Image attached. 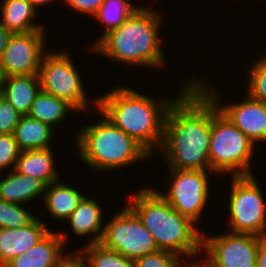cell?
<instances>
[{
	"instance_id": "22",
	"label": "cell",
	"mask_w": 266,
	"mask_h": 267,
	"mask_svg": "<svg viewBox=\"0 0 266 267\" xmlns=\"http://www.w3.org/2000/svg\"><path fill=\"white\" fill-rule=\"evenodd\" d=\"M54 128L28 115L21 116L14 130V138L21 151L50 148Z\"/></svg>"
},
{
	"instance_id": "14",
	"label": "cell",
	"mask_w": 266,
	"mask_h": 267,
	"mask_svg": "<svg viewBox=\"0 0 266 267\" xmlns=\"http://www.w3.org/2000/svg\"><path fill=\"white\" fill-rule=\"evenodd\" d=\"M67 238L68 233L51 230L32 248L13 258L4 267H64L74 258V253L63 254Z\"/></svg>"
},
{
	"instance_id": "4",
	"label": "cell",
	"mask_w": 266,
	"mask_h": 267,
	"mask_svg": "<svg viewBox=\"0 0 266 267\" xmlns=\"http://www.w3.org/2000/svg\"><path fill=\"white\" fill-rule=\"evenodd\" d=\"M151 7L140 6L119 28L111 30L93 47L90 46L91 51L126 65L155 69L164 66L159 35L161 17Z\"/></svg>"
},
{
	"instance_id": "32",
	"label": "cell",
	"mask_w": 266,
	"mask_h": 267,
	"mask_svg": "<svg viewBox=\"0 0 266 267\" xmlns=\"http://www.w3.org/2000/svg\"><path fill=\"white\" fill-rule=\"evenodd\" d=\"M256 267H266V235L259 238Z\"/></svg>"
},
{
	"instance_id": "23",
	"label": "cell",
	"mask_w": 266,
	"mask_h": 267,
	"mask_svg": "<svg viewBox=\"0 0 266 267\" xmlns=\"http://www.w3.org/2000/svg\"><path fill=\"white\" fill-rule=\"evenodd\" d=\"M72 110L76 109L66 100L40 90L35 96L28 116L54 128V125L64 122Z\"/></svg>"
},
{
	"instance_id": "15",
	"label": "cell",
	"mask_w": 266,
	"mask_h": 267,
	"mask_svg": "<svg viewBox=\"0 0 266 267\" xmlns=\"http://www.w3.org/2000/svg\"><path fill=\"white\" fill-rule=\"evenodd\" d=\"M50 231L39 218L26 227L0 228V267L32 248Z\"/></svg>"
},
{
	"instance_id": "7",
	"label": "cell",
	"mask_w": 266,
	"mask_h": 267,
	"mask_svg": "<svg viewBox=\"0 0 266 267\" xmlns=\"http://www.w3.org/2000/svg\"><path fill=\"white\" fill-rule=\"evenodd\" d=\"M254 174L232 176L228 199L230 232L266 235V204Z\"/></svg>"
},
{
	"instance_id": "36",
	"label": "cell",
	"mask_w": 266,
	"mask_h": 267,
	"mask_svg": "<svg viewBox=\"0 0 266 267\" xmlns=\"http://www.w3.org/2000/svg\"><path fill=\"white\" fill-rule=\"evenodd\" d=\"M64 267H82V265L75 258H73Z\"/></svg>"
},
{
	"instance_id": "13",
	"label": "cell",
	"mask_w": 266,
	"mask_h": 267,
	"mask_svg": "<svg viewBox=\"0 0 266 267\" xmlns=\"http://www.w3.org/2000/svg\"><path fill=\"white\" fill-rule=\"evenodd\" d=\"M194 80L213 99L219 110L255 145L266 141V103L254 100L245 94L247 97H244L242 102L221 106L220 92H217L213 85L197 78Z\"/></svg>"
},
{
	"instance_id": "28",
	"label": "cell",
	"mask_w": 266,
	"mask_h": 267,
	"mask_svg": "<svg viewBox=\"0 0 266 267\" xmlns=\"http://www.w3.org/2000/svg\"><path fill=\"white\" fill-rule=\"evenodd\" d=\"M182 260L185 259L175 253L158 250L135 259L134 267H181Z\"/></svg>"
},
{
	"instance_id": "8",
	"label": "cell",
	"mask_w": 266,
	"mask_h": 267,
	"mask_svg": "<svg viewBox=\"0 0 266 267\" xmlns=\"http://www.w3.org/2000/svg\"><path fill=\"white\" fill-rule=\"evenodd\" d=\"M71 57L65 49L55 53L46 52L38 74L40 86L43 92L66 100L77 112H83L89 106L88 95Z\"/></svg>"
},
{
	"instance_id": "38",
	"label": "cell",
	"mask_w": 266,
	"mask_h": 267,
	"mask_svg": "<svg viewBox=\"0 0 266 267\" xmlns=\"http://www.w3.org/2000/svg\"><path fill=\"white\" fill-rule=\"evenodd\" d=\"M200 261H201L200 267H211L205 261L204 262H202V260H200Z\"/></svg>"
},
{
	"instance_id": "12",
	"label": "cell",
	"mask_w": 266,
	"mask_h": 267,
	"mask_svg": "<svg viewBox=\"0 0 266 267\" xmlns=\"http://www.w3.org/2000/svg\"><path fill=\"white\" fill-rule=\"evenodd\" d=\"M45 31L12 33L0 60L7 77L39 74L42 58L47 52Z\"/></svg>"
},
{
	"instance_id": "30",
	"label": "cell",
	"mask_w": 266,
	"mask_h": 267,
	"mask_svg": "<svg viewBox=\"0 0 266 267\" xmlns=\"http://www.w3.org/2000/svg\"><path fill=\"white\" fill-rule=\"evenodd\" d=\"M21 116L11 103L0 95V134H13Z\"/></svg>"
},
{
	"instance_id": "33",
	"label": "cell",
	"mask_w": 266,
	"mask_h": 267,
	"mask_svg": "<svg viewBox=\"0 0 266 267\" xmlns=\"http://www.w3.org/2000/svg\"><path fill=\"white\" fill-rule=\"evenodd\" d=\"M11 35L12 33L8 31L0 22V60L7 47V43Z\"/></svg>"
},
{
	"instance_id": "10",
	"label": "cell",
	"mask_w": 266,
	"mask_h": 267,
	"mask_svg": "<svg viewBox=\"0 0 266 267\" xmlns=\"http://www.w3.org/2000/svg\"><path fill=\"white\" fill-rule=\"evenodd\" d=\"M212 171L169 169L171 177L167 193L158 192L182 216L198 225L209 201L207 173Z\"/></svg>"
},
{
	"instance_id": "11",
	"label": "cell",
	"mask_w": 266,
	"mask_h": 267,
	"mask_svg": "<svg viewBox=\"0 0 266 267\" xmlns=\"http://www.w3.org/2000/svg\"><path fill=\"white\" fill-rule=\"evenodd\" d=\"M227 233L211 237L203 234L202 252L208 256L204 261L211 267H256L260 237Z\"/></svg>"
},
{
	"instance_id": "2",
	"label": "cell",
	"mask_w": 266,
	"mask_h": 267,
	"mask_svg": "<svg viewBox=\"0 0 266 267\" xmlns=\"http://www.w3.org/2000/svg\"><path fill=\"white\" fill-rule=\"evenodd\" d=\"M174 100L156 99L132 88L118 86L93 102L100 115L103 114L154 156L153 151L161 148L167 112Z\"/></svg>"
},
{
	"instance_id": "19",
	"label": "cell",
	"mask_w": 266,
	"mask_h": 267,
	"mask_svg": "<svg viewBox=\"0 0 266 267\" xmlns=\"http://www.w3.org/2000/svg\"><path fill=\"white\" fill-rule=\"evenodd\" d=\"M41 90L38 74L6 77L1 96L22 116L28 115L35 96Z\"/></svg>"
},
{
	"instance_id": "6",
	"label": "cell",
	"mask_w": 266,
	"mask_h": 267,
	"mask_svg": "<svg viewBox=\"0 0 266 267\" xmlns=\"http://www.w3.org/2000/svg\"><path fill=\"white\" fill-rule=\"evenodd\" d=\"M256 145L239 130L212 99V123L209 158L215 174L252 175L250 160ZM233 173V174H232Z\"/></svg>"
},
{
	"instance_id": "18",
	"label": "cell",
	"mask_w": 266,
	"mask_h": 267,
	"mask_svg": "<svg viewBox=\"0 0 266 267\" xmlns=\"http://www.w3.org/2000/svg\"><path fill=\"white\" fill-rule=\"evenodd\" d=\"M52 152L51 147L21 151L14 170L22 175L38 178L48 186L58 181L60 176Z\"/></svg>"
},
{
	"instance_id": "35",
	"label": "cell",
	"mask_w": 266,
	"mask_h": 267,
	"mask_svg": "<svg viewBox=\"0 0 266 267\" xmlns=\"http://www.w3.org/2000/svg\"><path fill=\"white\" fill-rule=\"evenodd\" d=\"M6 77L7 76L5 75L3 66L0 63V94H1V92L3 90L4 85H5Z\"/></svg>"
},
{
	"instance_id": "5",
	"label": "cell",
	"mask_w": 266,
	"mask_h": 267,
	"mask_svg": "<svg viewBox=\"0 0 266 267\" xmlns=\"http://www.w3.org/2000/svg\"><path fill=\"white\" fill-rule=\"evenodd\" d=\"M95 124L83 126L75 134V146L80 159L98 171L127 167L139 160L151 159V154L134 138L116 127L103 114Z\"/></svg>"
},
{
	"instance_id": "29",
	"label": "cell",
	"mask_w": 266,
	"mask_h": 267,
	"mask_svg": "<svg viewBox=\"0 0 266 267\" xmlns=\"http://www.w3.org/2000/svg\"><path fill=\"white\" fill-rule=\"evenodd\" d=\"M20 152L13 134H0V171L9 166L14 170Z\"/></svg>"
},
{
	"instance_id": "31",
	"label": "cell",
	"mask_w": 266,
	"mask_h": 267,
	"mask_svg": "<svg viewBox=\"0 0 266 267\" xmlns=\"http://www.w3.org/2000/svg\"><path fill=\"white\" fill-rule=\"evenodd\" d=\"M103 2L104 0H65V4L74 11L89 14V16H94Z\"/></svg>"
},
{
	"instance_id": "21",
	"label": "cell",
	"mask_w": 266,
	"mask_h": 267,
	"mask_svg": "<svg viewBox=\"0 0 266 267\" xmlns=\"http://www.w3.org/2000/svg\"><path fill=\"white\" fill-rule=\"evenodd\" d=\"M59 181L52 182L46 187L42 202L54 218L66 221L85 195Z\"/></svg>"
},
{
	"instance_id": "16",
	"label": "cell",
	"mask_w": 266,
	"mask_h": 267,
	"mask_svg": "<svg viewBox=\"0 0 266 267\" xmlns=\"http://www.w3.org/2000/svg\"><path fill=\"white\" fill-rule=\"evenodd\" d=\"M84 196L79 202L75 211L67 219L69 221L72 233L79 237L95 235L88 241V244L99 243L102 240L105 225L102 226L104 210L99 203L92 198Z\"/></svg>"
},
{
	"instance_id": "25",
	"label": "cell",
	"mask_w": 266,
	"mask_h": 267,
	"mask_svg": "<svg viewBox=\"0 0 266 267\" xmlns=\"http://www.w3.org/2000/svg\"><path fill=\"white\" fill-rule=\"evenodd\" d=\"M137 9L139 7L132 5L129 0H104L93 17L105 25V30L92 47L108 32L119 28Z\"/></svg>"
},
{
	"instance_id": "20",
	"label": "cell",
	"mask_w": 266,
	"mask_h": 267,
	"mask_svg": "<svg viewBox=\"0 0 266 267\" xmlns=\"http://www.w3.org/2000/svg\"><path fill=\"white\" fill-rule=\"evenodd\" d=\"M0 10L2 11L0 22L11 33L45 30L40 23H33L38 11L28 0H4Z\"/></svg>"
},
{
	"instance_id": "34",
	"label": "cell",
	"mask_w": 266,
	"mask_h": 267,
	"mask_svg": "<svg viewBox=\"0 0 266 267\" xmlns=\"http://www.w3.org/2000/svg\"><path fill=\"white\" fill-rule=\"evenodd\" d=\"M28 1L36 9V11H38L37 8H39V6H42V5L44 6V5L48 4V2L53 3L55 0H28Z\"/></svg>"
},
{
	"instance_id": "37",
	"label": "cell",
	"mask_w": 266,
	"mask_h": 267,
	"mask_svg": "<svg viewBox=\"0 0 266 267\" xmlns=\"http://www.w3.org/2000/svg\"><path fill=\"white\" fill-rule=\"evenodd\" d=\"M193 262H195V263H192V262H191V264H189V262H188V263H187L188 265L183 264L181 267H185V265H186V267H200V262H199V260H198V261H193ZM197 262H198V264H197Z\"/></svg>"
},
{
	"instance_id": "3",
	"label": "cell",
	"mask_w": 266,
	"mask_h": 267,
	"mask_svg": "<svg viewBox=\"0 0 266 267\" xmlns=\"http://www.w3.org/2000/svg\"><path fill=\"white\" fill-rule=\"evenodd\" d=\"M137 192L128 197L127 204L152 234L158 249L175 253L182 259L199 258L203 233L196 224L176 211L151 186Z\"/></svg>"
},
{
	"instance_id": "17",
	"label": "cell",
	"mask_w": 266,
	"mask_h": 267,
	"mask_svg": "<svg viewBox=\"0 0 266 267\" xmlns=\"http://www.w3.org/2000/svg\"><path fill=\"white\" fill-rule=\"evenodd\" d=\"M5 175L6 178L0 180L1 199L23 206L41 196L43 199L47 185L42 180L22 175L12 169Z\"/></svg>"
},
{
	"instance_id": "9",
	"label": "cell",
	"mask_w": 266,
	"mask_h": 267,
	"mask_svg": "<svg viewBox=\"0 0 266 267\" xmlns=\"http://www.w3.org/2000/svg\"><path fill=\"white\" fill-rule=\"evenodd\" d=\"M111 219L104 224V234L100 242L106 248L132 260L159 250L154 237L129 205L122 207Z\"/></svg>"
},
{
	"instance_id": "24",
	"label": "cell",
	"mask_w": 266,
	"mask_h": 267,
	"mask_svg": "<svg viewBox=\"0 0 266 267\" xmlns=\"http://www.w3.org/2000/svg\"><path fill=\"white\" fill-rule=\"evenodd\" d=\"M73 253H76L74 258L83 267H134V260L106 248L100 242L89 243L83 249H79L78 253Z\"/></svg>"
},
{
	"instance_id": "1",
	"label": "cell",
	"mask_w": 266,
	"mask_h": 267,
	"mask_svg": "<svg viewBox=\"0 0 266 267\" xmlns=\"http://www.w3.org/2000/svg\"><path fill=\"white\" fill-rule=\"evenodd\" d=\"M185 83L168 109L160 151L168 169L211 171L212 98L195 80Z\"/></svg>"
},
{
	"instance_id": "27",
	"label": "cell",
	"mask_w": 266,
	"mask_h": 267,
	"mask_svg": "<svg viewBox=\"0 0 266 267\" xmlns=\"http://www.w3.org/2000/svg\"><path fill=\"white\" fill-rule=\"evenodd\" d=\"M250 66L248 70L247 94L250 98L266 103V54Z\"/></svg>"
},
{
	"instance_id": "26",
	"label": "cell",
	"mask_w": 266,
	"mask_h": 267,
	"mask_svg": "<svg viewBox=\"0 0 266 267\" xmlns=\"http://www.w3.org/2000/svg\"><path fill=\"white\" fill-rule=\"evenodd\" d=\"M20 204L10 203L0 198V228L26 227L36 219Z\"/></svg>"
}]
</instances>
